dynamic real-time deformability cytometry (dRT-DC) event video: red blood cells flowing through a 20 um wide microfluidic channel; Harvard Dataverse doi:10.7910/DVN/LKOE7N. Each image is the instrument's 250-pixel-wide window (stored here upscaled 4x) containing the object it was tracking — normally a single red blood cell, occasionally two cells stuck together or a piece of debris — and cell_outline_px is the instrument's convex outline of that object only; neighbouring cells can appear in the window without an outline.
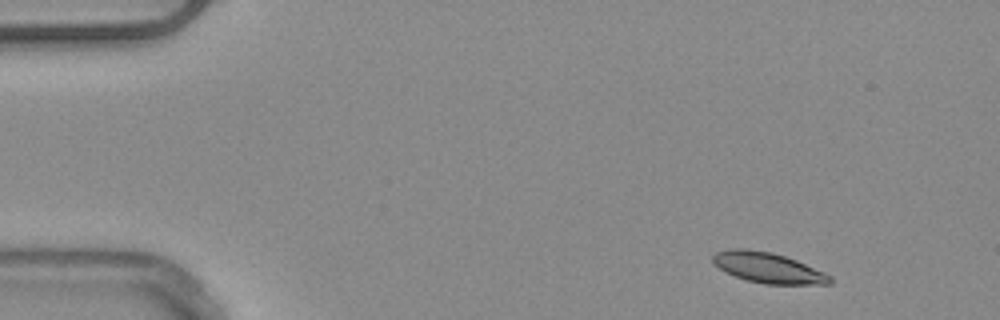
{"species": "common noctule bat (a hibernating species)", "species_latin": "Nyctalus noctula", "temperature_condition": "warm", "stored_images_in_passage": 48, "camera_frame_rate_fps": 3000, "um_per_image_px": 0.085, "animal": {"sex": "male", "body_mass_g": 20.4}, "frame": {"image": 1, "passage_image": 1, "time_ms": 0.0, "image_size_px": [1000, 320], "cell_outline_px": [[832, 284], [764, 284], [748, 280], [724, 272], [712, 260], [712, 256], [716, 252], [732, 248], [748, 248], [772, 252], [796, 260], [824, 272], [832, 276]], "centroid_in_image_um": [65.29, 22.75], "position_along_channel_um": 19.7, "area_um2": 20.75}}
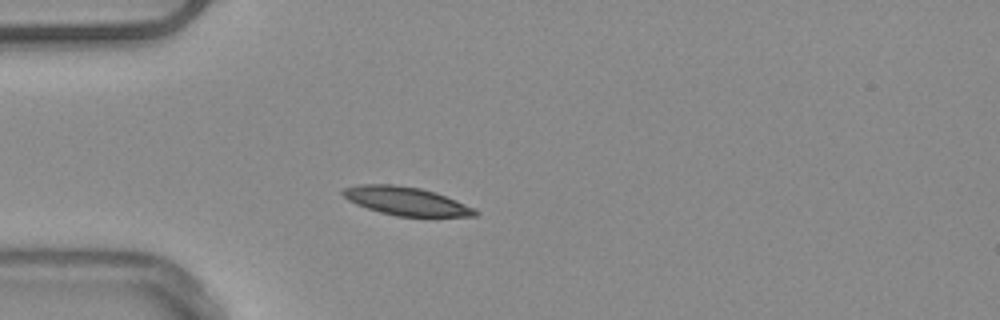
{"frame": {"image": 2, "passage_image": 10, "time_ms": 3.0, "image_size_px": [1000, 320], "cell_outline_px": [[480, 212], [476, 216], [396, 216], [380, 212], [356, 204], [348, 200], [340, 192], [344, 188], [356, 184], [392, 184], [420, 188], [436, 192], [476, 208]], "centroid_in_image_um": [34.53, 17.08], "position_along_channel_um": 50.5, "area_um2": 21.91}}
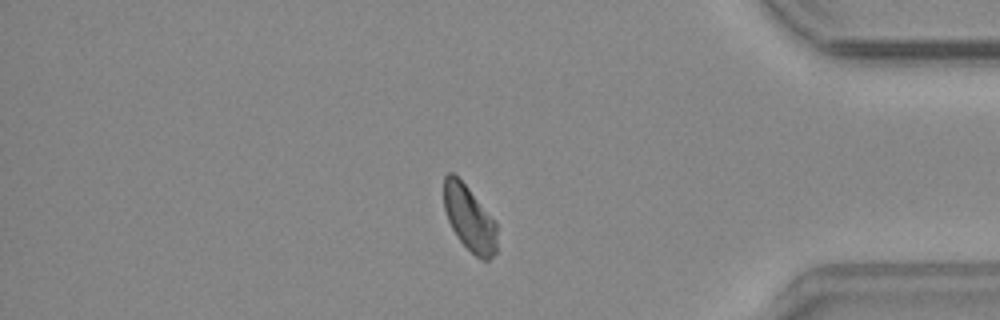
{"frame": {"image": 3, "passage_image": 40, "time_ms": 13.0, "image_size_px": [1000, 320], "cell_outline_px": [[496, 252], [488, 260], [484, 260], [476, 256], [456, 236], [448, 220], [444, 208], [444, 176], [448, 172], [452, 172], [468, 188], [496, 220]], "centroid_in_image_um": [39.9, 18.55], "position_along_channel_um": 395.3, "area_um2": 20.06}}